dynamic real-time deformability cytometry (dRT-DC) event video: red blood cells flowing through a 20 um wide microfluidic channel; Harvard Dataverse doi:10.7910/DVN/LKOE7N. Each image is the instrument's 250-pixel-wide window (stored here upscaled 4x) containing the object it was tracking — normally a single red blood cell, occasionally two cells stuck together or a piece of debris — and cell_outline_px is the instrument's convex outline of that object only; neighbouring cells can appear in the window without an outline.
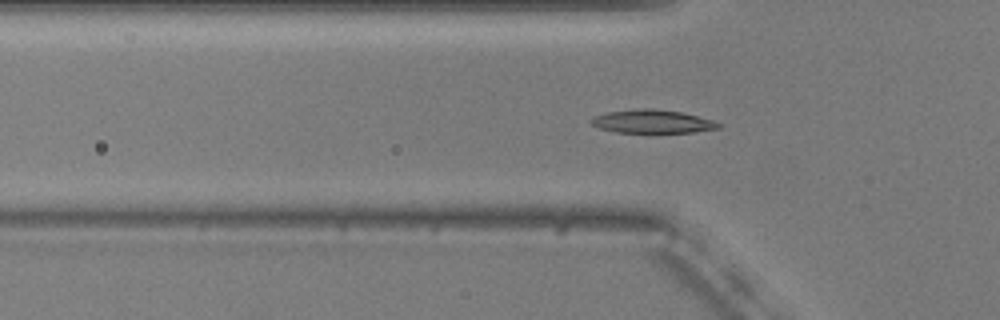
{"species": "common noctule bat (a hibernating species)", "species_latin": "Nyctalus noctula", "temperature_condition": "warm", "stored_images_in_passage": 55, "camera_frame_rate_fps": 3000, "um_per_image_px": 0.085, "animal": {"sex": "male", "body_mass_g": 20.5, "forearm_length_mm": 52.5}, "frame": {"image": 1, "passage_image": 18, "time_ms": 5.667, "image_size_px": [1000, 320], "cell_outline_px": [[720, 128], [692, 132], [656, 136], [616, 132], [600, 128], [592, 124], [588, 120], [596, 116], [608, 112], [636, 108], [652, 108], [684, 112], [712, 120], [720, 124]], "centroid_in_image_um": [55.46, 10.37], "position_along_channel_um": 70.3, "area_um2": 18.32}}
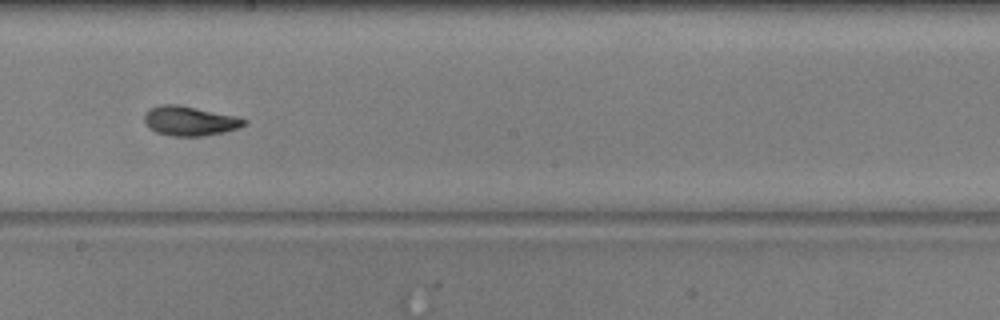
{"frame": {"image": 2, "passage_image": 31, "time_ms": 10.0, "image_size_px": [1000, 320], "cell_outline_px": [[248, 124], [240, 128], [224, 132], [200, 136], [172, 136], [156, 132], [148, 128], [144, 124], [144, 112], [148, 108], [160, 104], [180, 104], [236, 116], [248, 120]], "centroid_in_image_um": [16.11, 10.26], "position_along_channel_um": 232.1, "area_um2": 17.57}}
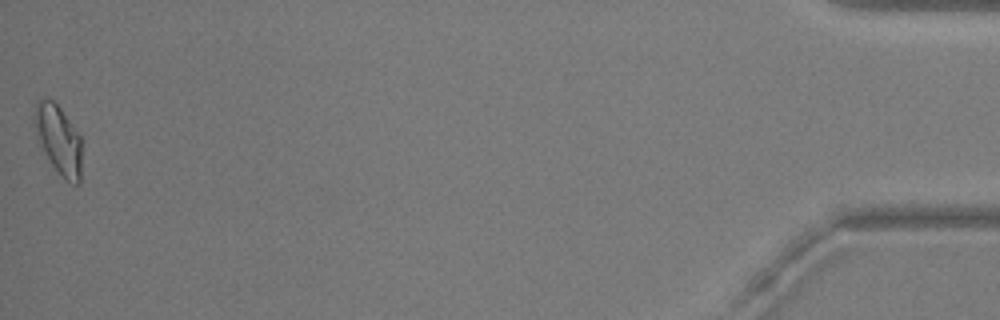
{"frame": {"image": 3, "passage_image": 55, "time_ms": 18.0, "image_size_px": [1000, 320], "cell_outline_px": [[80, 184], [72, 184], [52, 164], [40, 140], [32, 120], [32, 116], [36, 100], [44, 96], [48, 96], [60, 108], [80, 136]], "centroid_in_image_um": [4.94, 11.76], "position_along_channel_um": 430.3, "area_um2": 18.44}, "authors_computed_cell_mechanics": {"area_um2": 16.9354, "velocity_mm_per_s": 3.7036, "shape_relaxation_time_tau1_ms": 4.6696, "shape_relaxation_time_tau2_ms": 3.3873, "deformation_change_tau1": 0.1619, "deformation_change_tau2": 0.0827}}